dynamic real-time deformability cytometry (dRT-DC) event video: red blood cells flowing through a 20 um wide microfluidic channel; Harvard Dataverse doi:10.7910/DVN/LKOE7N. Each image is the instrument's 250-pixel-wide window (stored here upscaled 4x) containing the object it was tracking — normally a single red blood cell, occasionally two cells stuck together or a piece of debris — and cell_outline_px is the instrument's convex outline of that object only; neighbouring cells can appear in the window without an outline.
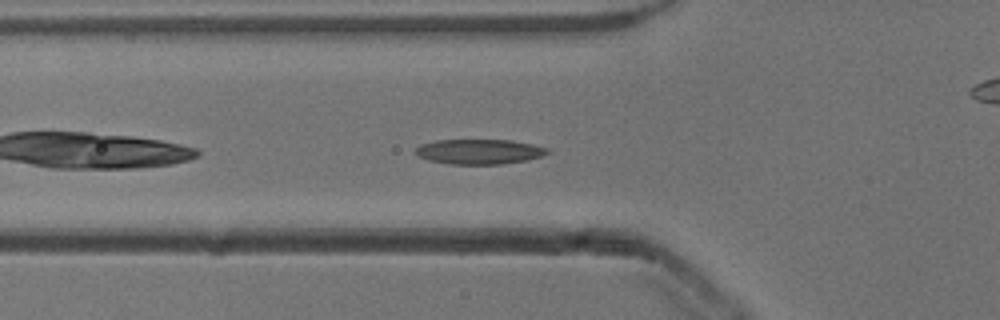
{"species": "common noctule bat (a hibernating species)", "species_latin": "Nyctalus noctula", "temperature_condition": "cold", "stored_images_in_passage": 36, "camera_frame_rate_fps": 3000, "um_per_image_px": 0.085, "animal": {"sex": "male", "body_mass_g": 13.3}, "frame": {"image": 1, "passage_image": 4, "time_ms": 1.0, "image_size_px": [1000, 320], "cell_outline_px": [[552, 152], [544, 156], [524, 160], [500, 164], [448, 164], [428, 160], [420, 156], [416, 152], [416, 148], [420, 144], [436, 140], [508, 140], [532, 144], [548, 148]], "centroid_in_image_um": [40.76, 12.89], "position_along_channel_um": 85.0, "area_um2": 19.13}}
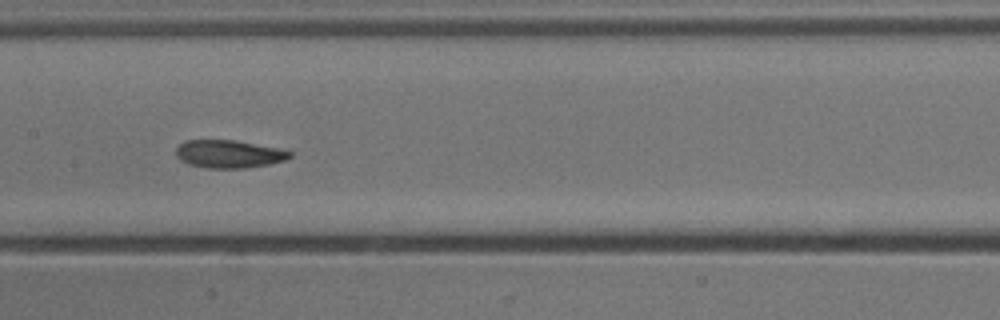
{"frame": {"image": 2, "passage_image": 12, "time_ms": 3.667, "image_size_px": [1000, 320], "cell_outline_px": [[292, 156], [284, 160], [268, 164], [244, 168], [208, 168], [188, 164], [180, 160], [176, 156], [176, 148], [184, 140], [236, 140], [280, 148], [292, 152]], "centroid_in_image_um": [19.44, 13.08], "position_along_channel_um": 188.0, "area_um2": 18.55}}
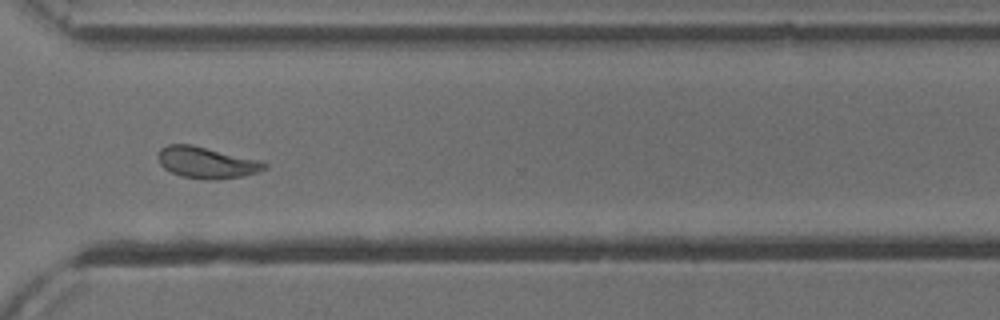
{"frame": {"image": 3, "passage_image": 25, "time_ms": 8.0, "image_size_px": [1000, 320], "cell_outline_px": [[268, 168], [244, 176], [212, 180], [208, 180], [180, 176], [164, 168], [160, 164], [156, 156], [160, 148], [168, 144], [192, 144], [256, 160], [268, 164]], "centroid_in_image_um": [17.5, 13.82], "position_along_channel_um": 353.1, "area_um2": 19.36}, "authors_computed_cell_mechanics": {"area_um2": 18.496, "velocity_mm_per_s": 3.8235, "shape_relaxation_time_tau1_ms": 5.442, "shape_relaxation_time_tau2_ms": 3.9721, "deformation_change_tau1": 0.1635, "deformation_change_tau2": 0.1119}}